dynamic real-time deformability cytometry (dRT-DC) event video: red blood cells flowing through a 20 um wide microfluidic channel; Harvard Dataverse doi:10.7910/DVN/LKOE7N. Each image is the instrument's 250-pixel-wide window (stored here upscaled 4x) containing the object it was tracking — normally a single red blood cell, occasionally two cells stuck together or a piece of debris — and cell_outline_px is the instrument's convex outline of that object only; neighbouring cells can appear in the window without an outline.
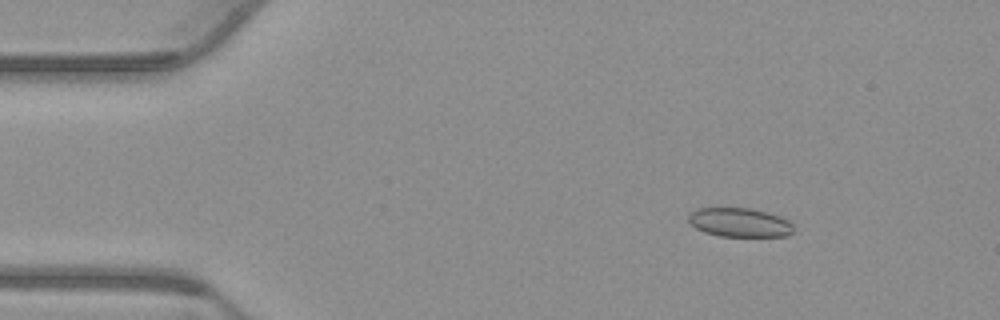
{"species": "common noctule bat (a hibernating species)", "species_latin": "Nyctalus noctula", "temperature_condition": "warm", "stored_images_in_passage": 54, "camera_frame_rate_fps": 3000, "um_per_image_px": 0.085, "animal": {"sex": "male", "body_mass_g": 23.1, "forearm_length_mm": 52.7}, "frame": {"image": 1, "passage_image": 7, "time_ms": 2.0, "image_size_px": [1000, 320], "cell_outline_px": [[792, 232], [788, 236], [720, 236], [704, 232], [696, 228], [688, 220], [688, 212], [696, 208], [748, 208], [768, 212], [780, 216], [788, 220], [792, 224]], "centroid_in_image_um": [62.84, 18.9], "position_along_channel_um": 22.2, "area_um2": 17.8}}
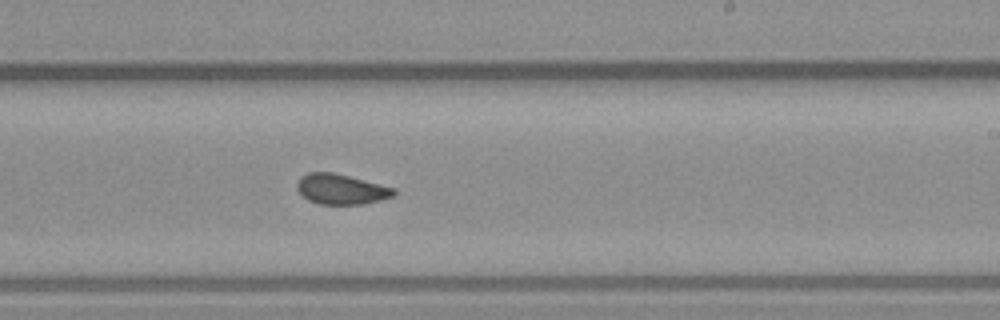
{"frame": {"image": 2, "passage_image": 32, "time_ms": 10.333, "image_size_px": [1000, 320], "cell_outline_px": [[396, 196], [364, 204], [320, 204], [308, 200], [296, 188], [296, 184], [300, 176], [308, 172], [332, 172], [396, 188]], "centroid_in_image_um": [29.01, 16.08], "position_along_channel_um": 260.0, "area_um2": 17.11}}
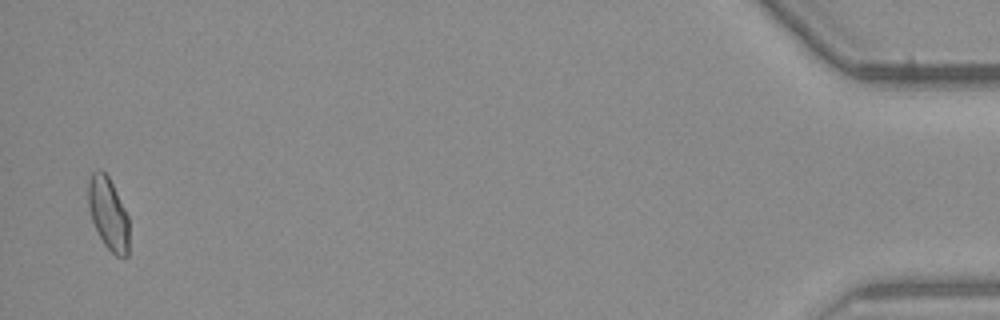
{"frame": {"image": 3, "passage_image": 53, "time_ms": 17.333, "image_size_px": [1000, 320], "cell_outline_px": [[128, 256], [124, 260], [116, 256], [104, 244], [92, 220], [88, 208], [88, 180], [92, 172], [100, 168], [108, 176], [128, 216]], "centroid_in_image_um": [9.2, 18.17], "position_along_channel_um": 426.0, "area_um2": 17.17}, "authors_computed_cell_mechanics": {"area_um2": 17.4556, "velocity_mm_per_s": 3.7613, "shape_relaxation_time_tau1_ms": null, "shape_relaxation_time_tau2_ms": 1.6785, "deformation_change_tau1": null, "deformation_change_tau2": 0.0672}}